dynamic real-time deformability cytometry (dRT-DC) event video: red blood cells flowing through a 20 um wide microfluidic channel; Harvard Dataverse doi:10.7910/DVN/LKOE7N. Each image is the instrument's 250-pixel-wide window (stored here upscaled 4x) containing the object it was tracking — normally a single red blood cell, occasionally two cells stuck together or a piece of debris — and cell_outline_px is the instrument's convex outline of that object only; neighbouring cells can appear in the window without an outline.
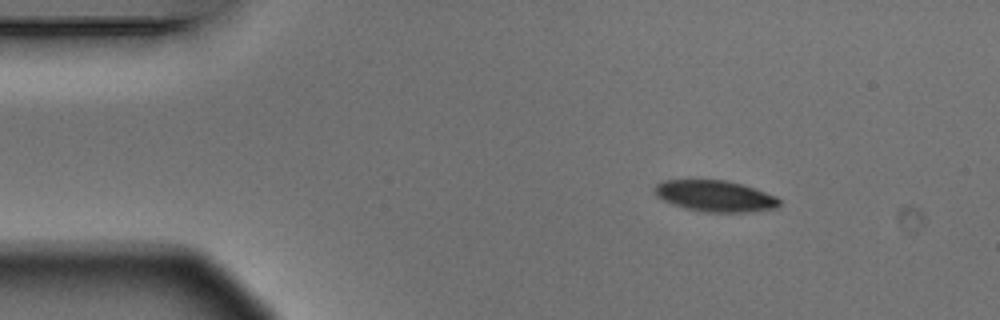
{"species": "Egyptian fruit bat (a non-hibernating species)", "species_latin": "Rousettus aegyptiacus", "temperature_condition": "warm", "stored_images_in_passage": 3, "camera_frame_rate_fps": 3000, "um_per_image_px": 0.085, "animal": {"sex": "male"}, "frame": {"image": 1, "passage_image": 1, "time_ms": 0.0, "image_size_px": [1000, 320], "cell_outline_px": [[780, 204], [776, 208], [744, 212], [704, 212], [684, 208], [672, 204], [656, 196], [652, 192], [652, 188], [656, 184], [664, 180], [728, 180], [744, 184], [776, 196], [780, 200]], "centroid_in_image_um": [60.75, 16.65], "position_along_channel_um": 24.3, "area_um2": 22.89}}